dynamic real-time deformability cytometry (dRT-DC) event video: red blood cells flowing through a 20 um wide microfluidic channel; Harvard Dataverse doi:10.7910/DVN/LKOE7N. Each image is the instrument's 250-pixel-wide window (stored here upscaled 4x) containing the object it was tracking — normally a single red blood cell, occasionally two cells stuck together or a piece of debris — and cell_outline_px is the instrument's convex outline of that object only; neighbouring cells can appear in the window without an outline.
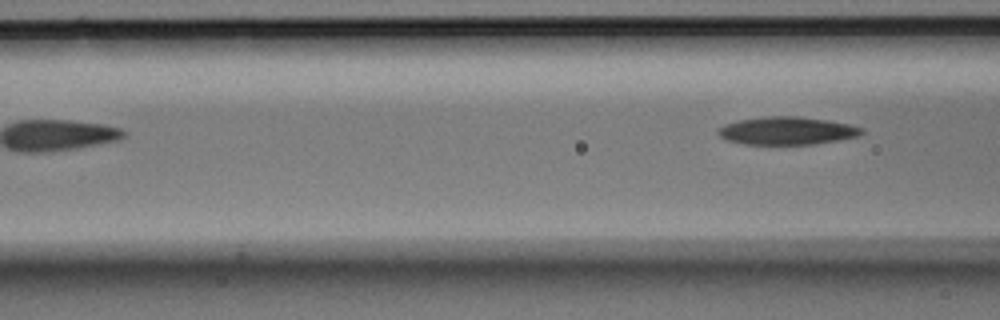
{"species": "Egyptian fruit bat (a non-hibernating species)", "species_latin": "Rousettus aegyptiacus", "temperature_condition": "room temperature", "stored_images_in_passage": 4, "camera_frame_rate_fps": 3000, "um_per_image_px": 0.085, "animal": {"sex": "male"}, "frame": {"image": 1, "passage_image": 4, "time_ms": 1.0, "image_size_px": [1000, 320], "cell_outline_px": [[864, 132], [856, 136], [816, 144], [744, 144], [724, 140], [716, 132], [724, 124], [740, 120], [764, 116], [800, 116], [828, 120], [848, 124], [864, 128]], "centroid_in_image_um": [66.86, 11.11], "position_along_channel_um": 99.7, "area_um2": 23.29}}